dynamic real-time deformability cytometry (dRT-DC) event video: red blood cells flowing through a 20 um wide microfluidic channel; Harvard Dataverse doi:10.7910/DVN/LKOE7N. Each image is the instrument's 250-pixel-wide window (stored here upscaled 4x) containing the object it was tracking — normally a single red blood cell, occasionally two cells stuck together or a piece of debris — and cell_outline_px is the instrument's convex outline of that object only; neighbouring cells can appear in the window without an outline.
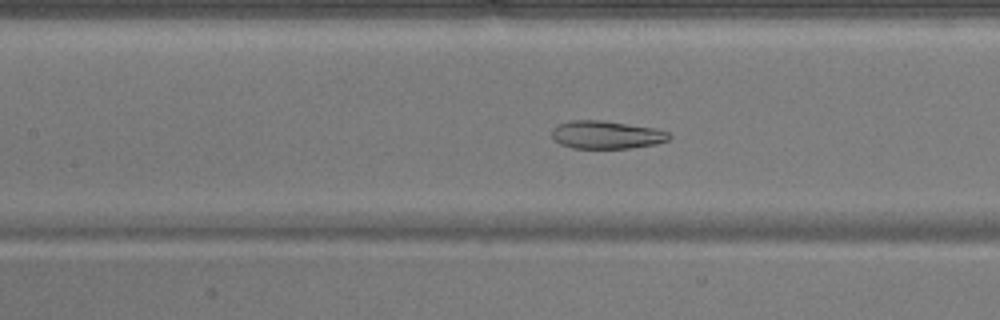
{"species": "common noctule bat (a hibernating species)", "species_latin": "Nyctalus noctula", "temperature_condition": "warm", "stored_images_in_passage": 52, "camera_frame_rate_fps": 3000, "um_per_image_px": 0.085, "animal": {"sex": "male", "body_mass_g": 17.9}, "frame": {"image": 1, "passage_image": 23, "time_ms": 7.333, "image_size_px": [1000, 320], "cell_outline_px": [[672, 136], [668, 140], [656, 144], [628, 148], [572, 148], [560, 144], [552, 140], [552, 128], [556, 124], [572, 120], [604, 120], [656, 128], [668, 132]], "centroid_in_image_um": [51.52, 11.45], "position_along_channel_um": 155.9, "area_um2": 19.36}}
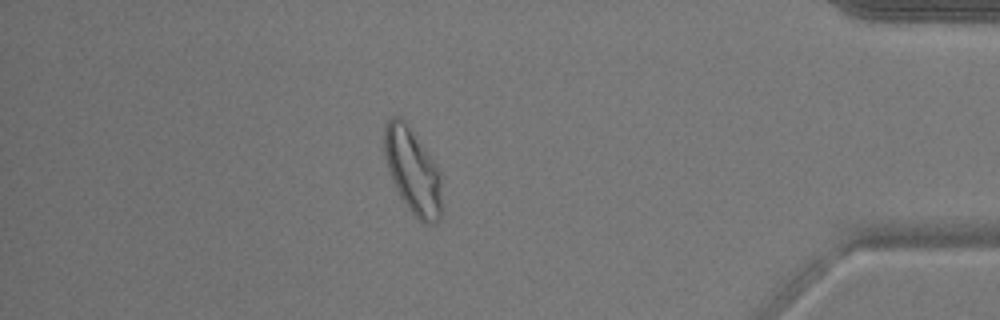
{"frame": {"image": 2, "passage_image": 45, "time_ms": 14.667, "image_size_px": [1000, 320], "cell_outline_px": [[444, 208], [440, 220], [436, 224], [424, 224], [408, 208], [400, 196], [388, 172], [384, 156], [384, 128], [388, 120], [392, 116], [400, 116], [408, 124], [432, 160], [440, 176]], "centroid_in_image_um": [35.09, 14.59], "position_along_channel_um": 400.1, "area_um2": 28.84}}
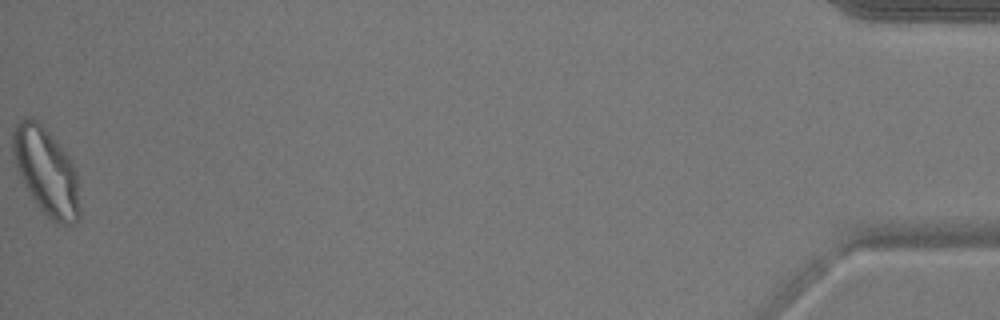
{"frame": {"image": 3, "passage_image": 52, "time_ms": 17.0, "image_size_px": [1000, 320], "cell_outline_px": [[80, 216], [72, 224], [60, 224], [52, 220], [40, 208], [28, 192], [16, 168], [12, 156], [12, 132], [16, 124], [24, 116], [28, 116], [36, 120], [48, 132], [68, 156], [76, 172], [80, 208]], "centroid_in_image_um": [3.9, 14.56], "position_along_channel_um": 431.3, "area_um2": 33.64}, "authors_computed_cell_mechanics": {"area_um2": 26.0678, "velocity_mm_per_s": 3.8734, "shape_relaxation_time_tau1_ms": 10.4599, "shape_relaxation_time_tau2_ms": 1.0492, "deformation_change_tau1": 0.2045, "deformation_change_tau2": 0.0691}}